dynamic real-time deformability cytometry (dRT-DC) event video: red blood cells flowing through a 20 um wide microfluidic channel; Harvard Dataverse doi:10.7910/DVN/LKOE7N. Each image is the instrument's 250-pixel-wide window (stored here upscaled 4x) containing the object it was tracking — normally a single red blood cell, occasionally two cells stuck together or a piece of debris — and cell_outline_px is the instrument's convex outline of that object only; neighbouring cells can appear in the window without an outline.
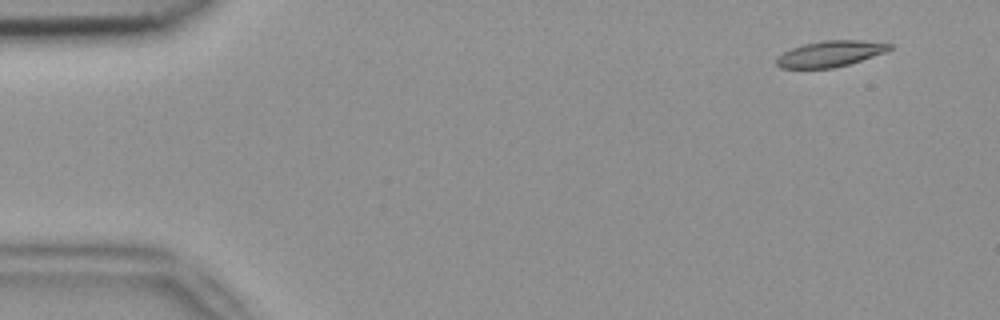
{"species": "common noctule bat (a hibernating species)", "species_latin": "Nyctalus noctula", "temperature_condition": "room temperature", "stored_images_in_passage": 4, "camera_frame_rate_fps": 3000, "um_per_image_px": 0.085, "animal": {"sex": "female", "body_mass_g": 18.4}, "frame": {"image": 1, "passage_image": 1, "time_ms": 0.0, "image_size_px": [1000, 320], "cell_outline_px": [[892, 48], [884, 52], [848, 64], [832, 68], [780, 68], [776, 64], [776, 60], [784, 52], [792, 48], [804, 44], [824, 40], [860, 40], [892, 44]], "centroid_in_image_um": [70.55, 4.56], "position_along_channel_um": 14.4, "area_um2": 16.76}}
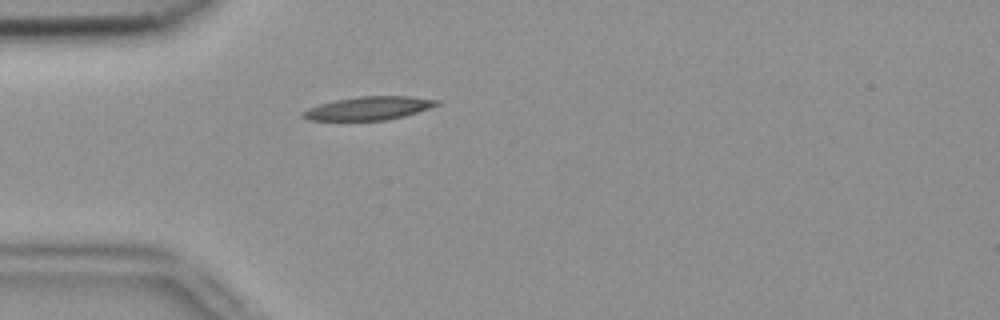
{"frame": {"image": 2, "passage_image": 4, "time_ms": 1.0, "image_size_px": [1000, 320], "cell_outline_px": [[440, 104], [404, 116], [384, 120], [308, 120], [300, 116], [300, 112], [308, 108], [320, 104], [336, 100], [360, 96], [412, 96], [440, 100]], "centroid_in_image_um": [31.32, 9.2], "position_along_channel_um": 53.7, "area_um2": 18.15}}